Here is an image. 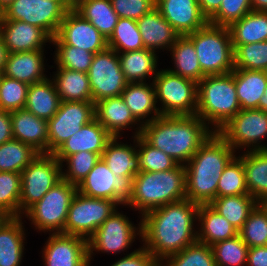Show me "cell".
<instances>
[{
	"instance_id": "cell-19",
	"label": "cell",
	"mask_w": 267,
	"mask_h": 266,
	"mask_svg": "<svg viewBox=\"0 0 267 266\" xmlns=\"http://www.w3.org/2000/svg\"><path fill=\"white\" fill-rule=\"evenodd\" d=\"M155 8L180 36L193 33L208 23L198 0H156Z\"/></svg>"
},
{
	"instance_id": "cell-53",
	"label": "cell",
	"mask_w": 267,
	"mask_h": 266,
	"mask_svg": "<svg viewBox=\"0 0 267 266\" xmlns=\"http://www.w3.org/2000/svg\"><path fill=\"white\" fill-rule=\"evenodd\" d=\"M111 266H159V262L142 246L120 258Z\"/></svg>"
},
{
	"instance_id": "cell-14",
	"label": "cell",
	"mask_w": 267,
	"mask_h": 266,
	"mask_svg": "<svg viewBox=\"0 0 267 266\" xmlns=\"http://www.w3.org/2000/svg\"><path fill=\"white\" fill-rule=\"evenodd\" d=\"M88 77L94 103L120 96L129 83L122 72L118 53L110 48L95 53Z\"/></svg>"
},
{
	"instance_id": "cell-48",
	"label": "cell",
	"mask_w": 267,
	"mask_h": 266,
	"mask_svg": "<svg viewBox=\"0 0 267 266\" xmlns=\"http://www.w3.org/2000/svg\"><path fill=\"white\" fill-rule=\"evenodd\" d=\"M56 48L55 63L59 68L88 73L94 53L67 44H53Z\"/></svg>"
},
{
	"instance_id": "cell-18",
	"label": "cell",
	"mask_w": 267,
	"mask_h": 266,
	"mask_svg": "<svg viewBox=\"0 0 267 266\" xmlns=\"http://www.w3.org/2000/svg\"><path fill=\"white\" fill-rule=\"evenodd\" d=\"M45 266H88L87 240L62 233L51 234L44 247Z\"/></svg>"
},
{
	"instance_id": "cell-8",
	"label": "cell",
	"mask_w": 267,
	"mask_h": 266,
	"mask_svg": "<svg viewBox=\"0 0 267 266\" xmlns=\"http://www.w3.org/2000/svg\"><path fill=\"white\" fill-rule=\"evenodd\" d=\"M153 83L156 101L162 104V108L158 107L162 116L196 115L197 83L195 81L175 75L167 69L160 71L158 69Z\"/></svg>"
},
{
	"instance_id": "cell-45",
	"label": "cell",
	"mask_w": 267,
	"mask_h": 266,
	"mask_svg": "<svg viewBox=\"0 0 267 266\" xmlns=\"http://www.w3.org/2000/svg\"><path fill=\"white\" fill-rule=\"evenodd\" d=\"M234 69L267 71V41L233 45Z\"/></svg>"
},
{
	"instance_id": "cell-32",
	"label": "cell",
	"mask_w": 267,
	"mask_h": 266,
	"mask_svg": "<svg viewBox=\"0 0 267 266\" xmlns=\"http://www.w3.org/2000/svg\"><path fill=\"white\" fill-rule=\"evenodd\" d=\"M61 99L49 78L29 85L24 108L36 117L50 120L58 111Z\"/></svg>"
},
{
	"instance_id": "cell-26",
	"label": "cell",
	"mask_w": 267,
	"mask_h": 266,
	"mask_svg": "<svg viewBox=\"0 0 267 266\" xmlns=\"http://www.w3.org/2000/svg\"><path fill=\"white\" fill-rule=\"evenodd\" d=\"M121 96L134 118L142 126L162 116L156 106V90L153 81L150 84L146 82L128 83ZM151 114H153L152 117L146 119Z\"/></svg>"
},
{
	"instance_id": "cell-51",
	"label": "cell",
	"mask_w": 267,
	"mask_h": 266,
	"mask_svg": "<svg viewBox=\"0 0 267 266\" xmlns=\"http://www.w3.org/2000/svg\"><path fill=\"white\" fill-rule=\"evenodd\" d=\"M250 11H252L250 0H222L219 9L208 19V23L228 27Z\"/></svg>"
},
{
	"instance_id": "cell-16",
	"label": "cell",
	"mask_w": 267,
	"mask_h": 266,
	"mask_svg": "<svg viewBox=\"0 0 267 266\" xmlns=\"http://www.w3.org/2000/svg\"><path fill=\"white\" fill-rule=\"evenodd\" d=\"M138 226L136 228L126 215L115 210L87 240L89 263L93 251L117 254L127 250L135 241L136 233L141 237V221Z\"/></svg>"
},
{
	"instance_id": "cell-35",
	"label": "cell",
	"mask_w": 267,
	"mask_h": 266,
	"mask_svg": "<svg viewBox=\"0 0 267 266\" xmlns=\"http://www.w3.org/2000/svg\"><path fill=\"white\" fill-rule=\"evenodd\" d=\"M228 29L233 45L267 41V12L252 10Z\"/></svg>"
},
{
	"instance_id": "cell-63",
	"label": "cell",
	"mask_w": 267,
	"mask_h": 266,
	"mask_svg": "<svg viewBox=\"0 0 267 266\" xmlns=\"http://www.w3.org/2000/svg\"><path fill=\"white\" fill-rule=\"evenodd\" d=\"M5 216L0 212V221L4 218Z\"/></svg>"
},
{
	"instance_id": "cell-1",
	"label": "cell",
	"mask_w": 267,
	"mask_h": 266,
	"mask_svg": "<svg viewBox=\"0 0 267 266\" xmlns=\"http://www.w3.org/2000/svg\"><path fill=\"white\" fill-rule=\"evenodd\" d=\"M199 205L184 199L163 205L142 216L143 246L160 263L197 241L194 229Z\"/></svg>"
},
{
	"instance_id": "cell-64",
	"label": "cell",
	"mask_w": 267,
	"mask_h": 266,
	"mask_svg": "<svg viewBox=\"0 0 267 266\" xmlns=\"http://www.w3.org/2000/svg\"><path fill=\"white\" fill-rule=\"evenodd\" d=\"M2 76H3V71L0 70V80H1Z\"/></svg>"
},
{
	"instance_id": "cell-13",
	"label": "cell",
	"mask_w": 267,
	"mask_h": 266,
	"mask_svg": "<svg viewBox=\"0 0 267 266\" xmlns=\"http://www.w3.org/2000/svg\"><path fill=\"white\" fill-rule=\"evenodd\" d=\"M68 9L63 0H14L2 20H19L43 29L54 38Z\"/></svg>"
},
{
	"instance_id": "cell-20",
	"label": "cell",
	"mask_w": 267,
	"mask_h": 266,
	"mask_svg": "<svg viewBox=\"0 0 267 266\" xmlns=\"http://www.w3.org/2000/svg\"><path fill=\"white\" fill-rule=\"evenodd\" d=\"M0 34L9 53L44 50L52 40L40 27L19 20H1Z\"/></svg>"
},
{
	"instance_id": "cell-21",
	"label": "cell",
	"mask_w": 267,
	"mask_h": 266,
	"mask_svg": "<svg viewBox=\"0 0 267 266\" xmlns=\"http://www.w3.org/2000/svg\"><path fill=\"white\" fill-rule=\"evenodd\" d=\"M112 138L113 136L94 118L69 137L53 155L61 164L67 156L82 151H89L102 156L107 143Z\"/></svg>"
},
{
	"instance_id": "cell-40",
	"label": "cell",
	"mask_w": 267,
	"mask_h": 266,
	"mask_svg": "<svg viewBox=\"0 0 267 266\" xmlns=\"http://www.w3.org/2000/svg\"><path fill=\"white\" fill-rule=\"evenodd\" d=\"M108 48L125 53L145 48L136 20L119 18L113 33L107 39Z\"/></svg>"
},
{
	"instance_id": "cell-7",
	"label": "cell",
	"mask_w": 267,
	"mask_h": 266,
	"mask_svg": "<svg viewBox=\"0 0 267 266\" xmlns=\"http://www.w3.org/2000/svg\"><path fill=\"white\" fill-rule=\"evenodd\" d=\"M76 193L77 186L62 178L25 213V216L39 231L63 234L67 213Z\"/></svg>"
},
{
	"instance_id": "cell-25",
	"label": "cell",
	"mask_w": 267,
	"mask_h": 266,
	"mask_svg": "<svg viewBox=\"0 0 267 266\" xmlns=\"http://www.w3.org/2000/svg\"><path fill=\"white\" fill-rule=\"evenodd\" d=\"M146 49H170L180 36L165 18L154 8L136 21Z\"/></svg>"
},
{
	"instance_id": "cell-55",
	"label": "cell",
	"mask_w": 267,
	"mask_h": 266,
	"mask_svg": "<svg viewBox=\"0 0 267 266\" xmlns=\"http://www.w3.org/2000/svg\"><path fill=\"white\" fill-rule=\"evenodd\" d=\"M12 138L11 112L0 110V145Z\"/></svg>"
},
{
	"instance_id": "cell-6",
	"label": "cell",
	"mask_w": 267,
	"mask_h": 266,
	"mask_svg": "<svg viewBox=\"0 0 267 266\" xmlns=\"http://www.w3.org/2000/svg\"><path fill=\"white\" fill-rule=\"evenodd\" d=\"M186 36L195 46L205 76L227 74L234 70V48L228 27L207 23Z\"/></svg>"
},
{
	"instance_id": "cell-30",
	"label": "cell",
	"mask_w": 267,
	"mask_h": 266,
	"mask_svg": "<svg viewBox=\"0 0 267 266\" xmlns=\"http://www.w3.org/2000/svg\"><path fill=\"white\" fill-rule=\"evenodd\" d=\"M234 80L241 109H258L267 87V71L234 69Z\"/></svg>"
},
{
	"instance_id": "cell-52",
	"label": "cell",
	"mask_w": 267,
	"mask_h": 266,
	"mask_svg": "<svg viewBox=\"0 0 267 266\" xmlns=\"http://www.w3.org/2000/svg\"><path fill=\"white\" fill-rule=\"evenodd\" d=\"M119 18L140 19L155 8L156 0H110Z\"/></svg>"
},
{
	"instance_id": "cell-10",
	"label": "cell",
	"mask_w": 267,
	"mask_h": 266,
	"mask_svg": "<svg viewBox=\"0 0 267 266\" xmlns=\"http://www.w3.org/2000/svg\"><path fill=\"white\" fill-rule=\"evenodd\" d=\"M119 204L112 200L90 198L78 191L67 213L63 234L88 240Z\"/></svg>"
},
{
	"instance_id": "cell-15",
	"label": "cell",
	"mask_w": 267,
	"mask_h": 266,
	"mask_svg": "<svg viewBox=\"0 0 267 266\" xmlns=\"http://www.w3.org/2000/svg\"><path fill=\"white\" fill-rule=\"evenodd\" d=\"M94 118L93 101H61L58 111L47 121L48 154Z\"/></svg>"
},
{
	"instance_id": "cell-3",
	"label": "cell",
	"mask_w": 267,
	"mask_h": 266,
	"mask_svg": "<svg viewBox=\"0 0 267 266\" xmlns=\"http://www.w3.org/2000/svg\"><path fill=\"white\" fill-rule=\"evenodd\" d=\"M235 152L218 132H213L185 164L186 199L198 205L210 204L217 197L218 181Z\"/></svg>"
},
{
	"instance_id": "cell-39",
	"label": "cell",
	"mask_w": 267,
	"mask_h": 266,
	"mask_svg": "<svg viewBox=\"0 0 267 266\" xmlns=\"http://www.w3.org/2000/svg\"><path fill=\"white\" fill-rule=\"evenodd\" d=\"M38 154L30 145L12 138L0 145V171L21 173Z\"/></svg>"
},
{
	"instance_id": "cell-59",
	"label": "cell",
	"mask_w": 267,
	"mask_h": 266,
	"mask_svg": "<svg viewBox=\"0 0 267 266\" xmlns=\"http://www.w3.org/2000/svg\"><path fill=\"white\" fill-rule=\"evenodd\" d=\"M87 0H63L64 5L68 10H75L78 8L83 2Z\"/></svg>"
},
{
	"instance_id": "cell-61",
	"label": "cell",
	"mask_w": 267,
	"mask_h": 266,
	"mask_svg": "<svg viewBox=\"0 0 267 266\" xmlns=\"http://www.w3.org/2000/svg\"><path fill=\"white\" fill-rule=\"evenodd\" d=\"M14 0H0V7L3 11L13 3Z\"/></svg>"
},
{
	"instance_id": "cell-22",
	"label": "cell",
	"mask_w": 267,
	"mask_h": 266,
	"mask_svg": "<svg viewBox=\"0 0 267 266\" xmlns=\"http://www.w3.org/2000/svg\"><path fill=\"white\" fill-rule=\"evenodd\" d=\"M95 119L113 136H121V131L133 127L137 124L139 127L134 136L141 135L142 124H138L132 115L129 107L126 105L122 96L105 98L94 103Z\"/></svg>"
},
{
	"instance_id": "cell-31",
	"label": "cell",
	"mask_w": 267,
	"mask_h": 266,
	"mask_svg": "<svg viewBox=\"0 0 267 266\" xmlns=\"http://www.w3.org/2000/svg\"><path fill=\"white\" fill-rule=\"evenodd\" d=\"M113 137L106 145L101 158L115 176H135L141 170L137 158V136L134 137L135 147L117 142Z\"/></svg>"
},
{
	"instance_id": "cell-27",
	"label": "cell",
	"mask_w": 267,
	"mask_h": 266,
	"mask_svg": "<svg viewBox=\"0 0 267 266\" xmlns=\"http://www.w3.org/2000/svg\"><path fill=\"white\" fill-rule=\"evenodd\" d=\"M22 224V216L0 221V266H20L26 235Z\"/></svg>"
},
{
	"instance_id": "cell-43",
	"label": "cell",
	"mask_w": 267,
	"mask_h": 266,
	"mask_svg": "<svg viewBox=\"0 0 267 266\" xmlns=\"http://www.w3.org/2000/svg\"><path fill=\"white\" fill-rule=\"evenodd\" d=\"M21 173L0 171V212L20 217Z\"/></svg>"
},
{
	"instance_id": "cell-47",
	"label": "cell",
	"mask_w": 267,
	"mask_h": 266,
	"mask_svg": "<svg viewBox=\"0 0 267 266\" xmlns=\"http://www.w3.org/2000/svg\"><path fill=\"white\" fill-rule=\"evenodd\" d=\"M216 266H244L247 263L249 247L243 242L240 235L211 246Z\"/></svg>"
},
{
	"instance_id": "cell-29",
	"label": "cell",
	"mask_w": 267,
	"mask_h": 266,
	"mask_svg": "<svg viewBox=\"0 0 267 266\" xmlns=\"http://www.w3.org/2000/svg\"><path fill=\"white\" fill-rule=\"evenodd\" d=\"M243 161L249 194L258 203H267V150H247L238 156Z\"/></svg>"
},
{
	"instance_id": "cell-4",
	"label": "cell",
	"mask_w": 267,
	"mask_h": 266,
	"mask_svg": "<svg viewBox=\"0 0 267 266\" xmlns=\"http://www.w3.org/2000/svg\"><path fill=\"white\" fill-rule=\"evenodd\" d=\"M186 199L185 165L167 171H140L133 179L132 197L125 206L139 210L141 217L163 205Z\"/></svg>"
},
{
	"instance_id": "cell-62",
	"label": "cell",
	"mask_w": 267,
	"mask_h": 266,
	"mask_svg": "<svg viewBox=\"0 0 267 266\" xmlns=\"http://www.w3.org/2000/svg\"><path fill=\"white\" fill-rule=\"evenodd\" d=\"M4 18V11L3 9L0 7V21Z\"/></svg>"
},
{
	"instance_id": "cell-23",
	"label": "cell",
	"mask_w": 267,
	"mask_h": 266,
	"mask_svg": "<svg viewBox=\"0 0 267 266\" xmlns=\"http://www.w3.org/2000/svg\"><path fill=\"white\" fill-rule=\"evenodd\" d=\"M13 138L30 145L39 154H48L47 120L26 108L11 112Z\"/></svg>"
},
{
	"instance_id": "cell-44",
	"label": "cell",
	"mask_w": 267,
	"mask_h": 266,
	"mask_svg": "<svg viewBox=\"0 0 267 266\" xmlns=\"http://www.w3.org/2000/svg\"><path fill=\"white\" fill-rule=\"evenodd\" d=\"M139 168L145 172L167 171L179 164L160 149L154 148L141 135L137 136Z\"/></svg>"
},
{
	"instance_id": "cell-11",
	"label": "cell",
	"mask_w": 267,
	"mask_h": 266,
	"mask_svg": "<svg viewBox=\"0 0 267 266\" xmlns=\"http://www.w3.org/2000/svg\"><path fill=\"white\" fill-rule=\"evenodd\" d=\"M218 133L234 150L244 148L247 151V147L248 151L267 150V145H260L261 140L267 137V112L260 109H241Z\"/></svg>"
},
{
	"instance_id": "cell-5",
	"label": "cell",
	"mask_w": 267,
	"mask_h": 266,
	"mask_svg": "<svg viewBox=\"0 0 267 266\" xmlns=\"http://www.w3.org/2000/svg\"><path fill=\"white\" fill-rule=\"evenodd\" d=\"M240 110L234 70L227 74L207 75L197 83L196 115L209 127L212 125L214 132H218Z\"/></svg>"
},
{
	"instance_id": "cell-60",
	"label": "cell",
	"mask_w": 267,
	"mask_h": 266,
	"mask_svg": "<svg viewBox=\"0 0 267 266\" xmlns=\"http://www.w3.org/2000/svg\"><path fill=\"white\" fill-rule=\"evenodd\" d=\"M258 109L267 112V87L265 89V93L263 94V96L260 99Z\"/></svg>"
},
{
	"instance_id": "cell-33",
	"label": "cell",
	"mask_w": 267,
	"mask_h": 266,
	"mask_svg": "<svg viewBox=\"0 0 267 266\" xmlns=\"http://www.w3.org/2000/svg\"><path fill=\"white\" fill-rule=\"evenodd\" d=\"M156 51L140 49L125 53H118L122 72L129 83L146 82V78L157 76V55ZM150 75V76H149Z\"/></svg>"
},
{
	"instance_id": "cell-56",
	"label": "cell",
	"mask_w": 267,
	"mask_h": 266,
	"mask_svg": "<svg viewBox=\"0 0 267 266\" xmlns=\"http://www.w3.org/2000/svg\"><path fill=\"white\" fill-rule=\"evenodd\" d=\"M222 0H198L201 13L209 19L220 7Z\"/></svg>"
},
{
	"instance_id": "cell-28",
	"label": "cell",
	"mask_w": 267,
	"mask_h": 266,
	"mask_svg": "<svg viewBox=\"0 0 267 266\" xmlns=\"http://www.w3.org/2000/svg\"><path fill=\"white\" fill-rule=\"evenodd\" d=\"M197 241L212 246L238 235V230L210 204L199 205Z\"/></svg>"
},
{
	"instance_id": "cell-58",
	"label": "cell",
	"mask_w": 267,
	"mask_h": 266,
	"mask_svg": "<svg viewBox=\"0 0 267 266\" xmlns=\"http://www.w3.org/2000/svg\"><path fill=\"white\" fill-rule=\"evenodd\" d=\"M252 10L267 12V0H250Z\"/></svg>"
},
{
	"instance_id": "cell-36",
	"label": "cell",
	"mask_w": 267,
	"mask_h": 266,
	"mask_svg": "<svg viewBox=\"0 0 267 266\" xmlns=\"http://www.w3.org/2000/svg\"><path fill=\"white\" fill-rule=\"evenodd\" d=\"M168 51H171L175 66L174 69H167L168 71L191 79L196 83L205 77L198 61L195 46L187 36H179Z\"/></svg>"
},
{
	"instance_id": "cell-54",
	"label": "cell",
	"mask_w": 267,
	"mask_h": 266,
	"mask_svg": "<svg viewBox=\"0 0 267 266\" xmlns=\"http://www.w3.org/2000/svg\"><path fill=\"white\" fill-rule=\"evenodd\" d=\"M247 266H267V246L248 249Z\"/></svg>"
},
{
	"instance_id": "cell-2",
	"label": "cell",
	"mask_w": 267,
	"mask_h": 266,
	"mask_svg": "<svg viewBox=\"0 0 267 266\" xmlns=\"http://www.w3.org/2000/svg\"><path fill=\"white\" fill-rule=\"evenodd\" d=\"M212 130L197 115L160 116L142 126L141 136L178 164L185 165Z\"/></svg>"
},
{
	"instance_id": "cell-17",
	"label": "cell",
	"mask_w": 267,
	"mask_h": 266,
	"mask_svg": "<svg viewBox=\"0 0 267 266\" xmlns=\"http://www.w3.org/2000/svg\"><path fill=\"white\" fill-rule=\"evenodd\" d=\"M51 43L72 45L94 54L108 48L107 38L75 10L66 12Z\"/></svg>"
},
{
	"instance_id": "cell-50",
	"label": "cell",
	"mask_w": 267,
	"mask_h": 266,
	"mask_svg": "<svg viewBox=\"0 0 267 266\" xmlns=\"http://www.w3.org/2000/svg\"><path fill=\"white\" fill-rule=\"evenodd\" d=\"M29 85L8 76L0 80V110L15 111L24 108Z\"/></svg>"
},
{
	"instance_id": "cell-57",
	"label": "cell",
	"mask_w": 267,
	"mask_h": 266,
	"mask_svg": "<svg viewBox=\"0 0 267 266\" xmlns=\"http://www.w3.org/2000/svg\"><path fill=\"white\" fill-rule=\"evenodd\" d=\"M8 54H9V52L7 50V47L5 46L3 37L0 34V70L1 71L4 70Z\"/></svg>"
},
{
	"instance_id": "cell-46",
	"label": "cell",
	"mask_w": 267,
	"mask_h": 266,
	"mask_svg": "<svg viewBox=\"0 0 267 266\" xmlns=\"http://www.w3.org/2000/svg\"><path fill=\"white\" fill-rule=\"evenodd\" d=\"M249 194L243 161L234 157L225 167L217 185V197Z\"/></svg>"
},
{
	"instance_id": "cell-49",
	"label": "cell",
	"mask_w": 267,
	"mask_h": 266,
	"mask_svg": "<svg viewBox=\"0 0 267 266\" xmlns=\"http://www.w3.org/2000/svg\"><path fill=\"white\" fill-rule=\"evenodd\" d=\"M101 156L97 153L82 151L70 156H67L62 161L66 162L68 169H62V178L67 182L78 185L96 165ZM65 170V172L63 171Z\"/></svg>"
},
{
	"instance_id": "cell-38",
	"label": "cell",
	"mask_w": 267,
	"mask_h": 266,
	"mask_svg": "<svg viewBox=\"0 0 267 266\" xmlns=\"http://www.w3.org/2000/svg\"><path fill=\"white\" fill-rule=\"evenodd\" d=\"M75 11L95 26L107 39L113 33L119 20L110 0H87Z\"/></svg>"
},
{
	"instance_id": "cell-24",
	"label": "cell",
	"mask_w": 267,
	"mask_h": 266,
	"mask_svg": "<svg viewBox=\"0 0 267 266\" xmlns=\"http://www.w3.org/2000/svg\"><path fill=\"white\" fill-rule=\"evenodd\" d=\"M43 56L44 50L9 53L3 75L28 85L41 82L47 79Z\"/></svg>"
},
{
	"instance_id": "cell-37",
	"label": "cell",
	"mask_w": 267,
	"mask_h": 266,
	"mask_svg": "<svg viewBox=\"0 0 267 266\" xmlns=\"http://www.w3.org/2000/svg\"><path fill=\"white\" fill-rule=\"evenodd\" d=\"M258 204L250 194L216 197L210 205L238 231Z\"/></svg>"
},
{
	"instance_id": "cell-12",
	"label": "cell",
	"mask_w": 267,
	"mask_h": 266,
	"mask_svg": "<svg viewBox=\"0 0 267 266\" xmlns=\"http://www.w3.org/2000/svg\"><path fill=\"white\" fill-rule=\"evenodd\" d=\"M133 179L134 176H115L100 158L77 185V191L90 198L107 199L126 205L132 197Z\"/></svg>"
},
{
	"instance_id": "cell-34",
	"label": "cell",
	"mask_w": 267,
	"mask_h": 266,
	"mask_svg": "<svg viewBox=\"0 0 267 266\" xmlns=\"http://www.w3.org/2000/svg\"><path fill=\"white\" fill-rule=\"evenodd\" d=\"M52 78L61 101H93L88 73L57 67Z\"/></svg>"
},
{
	"instance_id": "cell-42",
	"label": "cell",
	"mask_w": 267,
	"mask_h": 266,
	"mask_svg": "<svg viewBox=\"0 0 267 266\" xmlns=\"http://www.w3.org/2000/svg\"><path fill=\"white\" fill-rule=\"evenodd\" d=\"M159 266H216V262L212 247L196 241L179 253L163 259Z\"/></svg>"
},
{
	"instance_id": "cell-41",
	"label": "cell",
	"mask_w": 267,
	"mask_h": 266,
	"mask_svg": "<svg viewBox=\"0 0 267 266\" xmlns=\"http://www.w3.org/2000/svg\"><path fill=\"white\" fill-rule=\"evenodd\" d=\"M238 234L249 248L267 246V204L255 206Z\"/></svg>"
},
{
	"instance_id": "cell-9",
	"label": "cell",
	"mask_w": 267,
	"mask_h": 266,
	"mask_svg": "<svg viewBox=\"0 0 267 266\" xmlns=\"http://www.w3.org/2000/svg\"><path fill=\"white\" fill-rule=\"evenodd\" d=\"M62 164L53 154H38L21 172L20 217L60 180Z\"/></svg>"
}]
</instances>
